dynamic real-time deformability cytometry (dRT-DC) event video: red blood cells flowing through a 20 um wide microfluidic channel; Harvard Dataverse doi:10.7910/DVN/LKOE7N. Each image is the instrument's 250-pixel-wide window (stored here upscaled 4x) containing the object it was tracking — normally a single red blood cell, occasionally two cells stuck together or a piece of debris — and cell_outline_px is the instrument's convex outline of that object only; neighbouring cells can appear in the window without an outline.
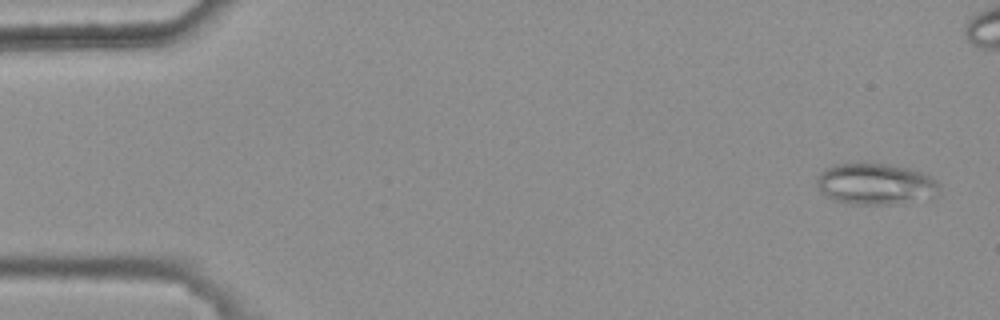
{"species": "common noctule bat (a hibernating species)", "species_latin": "Nyctalus noctula", "temperature_condition": "warm", "stored_images_in_passage": 6, "camera_frame_rate_fps": 3000, "um_per_image_px": 0.085, "animal": {"sex": "female", "body_mass_g": 25.1}, "frame": {"image": 1, "passage_image": 1, "time_ms": 0.0, "image_size_px": [1000, 320], "cell_outline_px": [[940, 184], [936, 196], [888, 204], [848, 204], [832, 200], [816, 184], [816, 176], [820, 172], [832, 164], [864, 160], [888, 164], [908, 168], [924, 172], [932, 176]], "centroid_in_image_um": [74.38, 15.58], "position_along_channel_um": 10.6, "area_um2": 30.11}}